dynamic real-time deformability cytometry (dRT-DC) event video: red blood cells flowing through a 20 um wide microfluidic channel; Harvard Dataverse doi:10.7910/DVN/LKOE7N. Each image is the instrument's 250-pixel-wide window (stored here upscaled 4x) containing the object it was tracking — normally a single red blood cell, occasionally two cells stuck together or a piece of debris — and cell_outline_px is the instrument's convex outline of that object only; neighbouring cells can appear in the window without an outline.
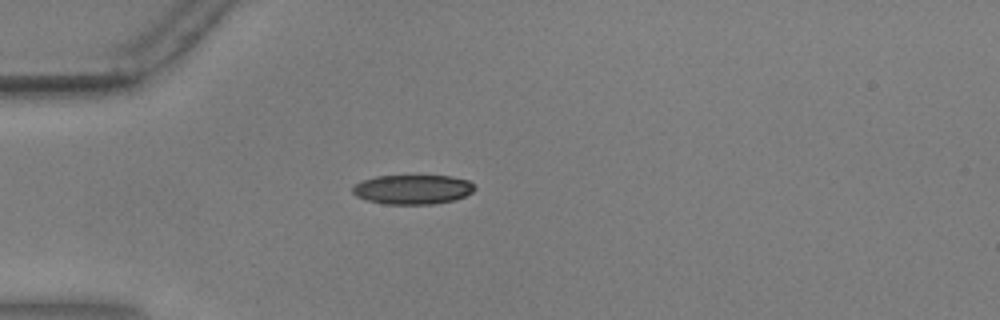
{"species": "common noctule bat (a hibernating species)", "species_latin": "Nyctalus noctula", "temperature_condition": "warm", "stored_images_in_passage": 56, "camera_frame_rate_fps": 3000, "um_per_image_px": 0.085, "animal": {"sex": "male", "body_mass_g": 17.9, "forearm_length_mm": 54.2}, "frame": {"image": 1, "passage_image": 16, "time_ms": 5.0, "image_size_px": [1000, 320], "cell_outline_px": [[476, 188], [472, 192], [456, 200], [432, 204], [384, 204], [368, 200], [356, 196], [352, 192], [352, 188], [360, 180], [376, 176], [452, 176], [468, 180]], "centroid_in_image_um": [35.07, 16.1], "position_along_channel_um": 49.9, "area_um2": 20.98}}
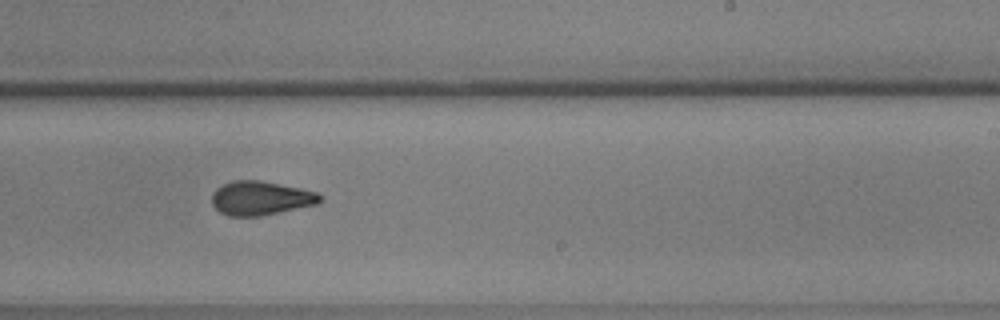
{"frame": {"image": 2, "passage_image": 35, "time_ms": 11.333, "image_size_px": [1000, 320], "cell_outline_px": [[320, 204], [260, 216], [228, 216], [220, 212], [212, 204], [212, 192], [216, 188], [232, 180], [260, 180], [300, 188], [316, 192], [320, 196]], "centroid_in_image_um": [22.14, 16.84], "position_along_channel_um": 266.9, "area_um2": 21.44}}
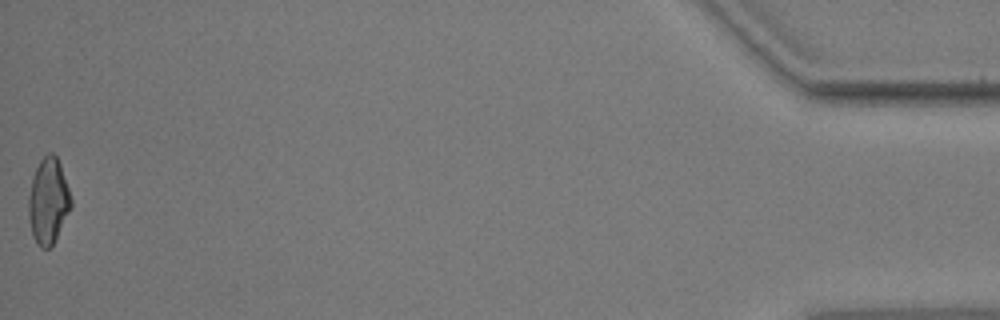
{"frame": {"image": 3, "passage_image": 56, "time_ms": 18.333, "image_size_px": [1000, 320], "cell_outline_px": [[72, 204], [52, 244], [48, 248], [40, 248], [32, 236], [28, 216], [28, 196], [32, 176], [40, 160], [48, 152], [52, 152], [56, 156], [60, 164], [72, 200]], "centroid_in_image_um": [4.07, 17.06], "position_along_channel_um": 431.1, "area_um2": 20.98}, "authors_computed_cell_mechanics": {"area_um2": 21.2126, "velocity_mm_per_s": 3.6464, "shape_relaxation_time_tau1_ms": 5.9444, "shape_relaxation_time_tau2_ms": 1.9541, "deformation_change_tau1": 0.1712, "deformation_change_tau2": 0.0857}}